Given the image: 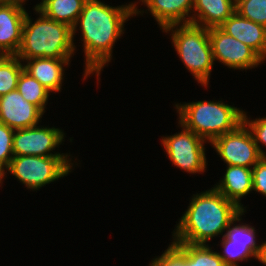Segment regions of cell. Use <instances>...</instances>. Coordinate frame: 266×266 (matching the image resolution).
Listing matches in <instances>:
<instances>
[{
  "label": "cell",
  "instance_id": "1",
  "mask_svg": "<svg viewBox=\"0 0 266 266\" xmlns=\"http://www.w3.org/2000/svg\"><path fill=\"white\" fill-rule=\"evenodd\" d=\"M136 3L113 7L100 0H86L83 9L72 28V40L79 25L82 33L85 55L84 78L95 73L99 76L106 63L112 59V49L116 40L124 34V23L135 15H143L144 11L137 9ZM141 10V11H140Z\"/></svg>",
  "mask_w": 266,
  "mask_h": 266
},
{
  "label": "cell",
  "instance_id": "2",
  "mask_svg": "<svg viewBox=\"0 0 266 266\" xmlns=\"http://www.w3.org/2000/svg\"><path fill=\"white\" fill-rule=\"evenodd\" d=\"M242 211L214 187L193 194L172 234L173 242L206 244L213 237L222 235Z\"/></svg>",
  "mask_w": 266,
  "mask_h": 266
},
{
  "label": "cell",
  "instance_id": "3",
  "mask_svg": "<svg viewBox=\"0 0 266 266\" xmlns=\"http://www.w3.org/2000/svg\"><path fill=\"white\" fill-rule=\"evenodd\" d=\"M33 8L39 17L33 23L26 13L22 42L16 56L23 62L34 58L71 59L76 48L72 27L46 17L35 6Z\"/></svg>",
  "mask_w": 266,
  "mask_h": 266
},
{
  "label": "cell",
  "instance_id": "4",
  "mask_svg": "<svg viewBox=\"0 0 266 266\" xmlns=\"http://www.w3.org/2000/svg\"><path fill=\"white\" fill-rule=\"evenodd\" d=\"M175 107L179 115L178 122L209 143L243 123L244 111L222 100L178 103Z\"/></svg>",
  "mask_w": 266,
  "mask_h": 266
},
{
  "label": "cell",
  "instance_id": "5",
  "mask_svg": "<svg viewBox=\"0 0 266 266\" xmlns=\"http://www.w3.org/2000/svg\"><path fill=\"white\" fill-rule=\"evenodd\" d=\"M163 32L172 33V44L182 63L201 86L207 87L214 64L208 29L188 23L167 26Z\"/></svg>",
  "mask_w": 266,
  "mask_h": 266
},
{
  "label": "cell",
  "instance_id": "6",
  "mask_svg": "<svg viewBox=\"0 0 266 266\" xmlns=\"http://www.w3.org/2000/svg\"><path fill=\"white\" fill-rule=\"evenodd\" d=\"M73 164L69 156H13L7 171L28 189L38 190L67 176Z\"/></svg>",
  "mask_w": 266,
  "mask_h": 266
},
{
  "label": "cell",
  "instance_id": "7",
  "mask_svg": "<svg viewBox=\"0 0 266 266\" xmlns=\"http://www.w3.org/2000/svg\"><path fill=\"white\" fill-rule=\"evenodd\" d=\"M182 127V131L161 140L168 158L174 166L189 174L205 172L207 160L204 143L208 142L193 131Z\"/></svg>",
  "mask_w": 266,
  "mask_h": 266
},
{
  "label": "cell",
  "instance_id": "8",
  "mask_svg": "<svg viewBox=\"0 0 266 266\" xmlns=\"http://www.w3.org/2000/svg\"><path fill=\"white\" fill-rule=\"evenodd\" d=\"M244 210L230 223L226 233L222 236L221 246L223 253L219 256L224 261L226 266H239L237 261L249 260L255 258L261 262L264 256L265 244L256 243V230L249 224H234L241 221V216L244 215ZM234 224V225H233ZM233 225V227H232Z\"/></svg>",
  "mask_w": 266,
  "mask_h": 266
},
{
  "label": "cell",
  "instance_id": "9",
  "mask_svg": "<svg viewBox=\"0 0 266 266\" xmlns=\"http://www.w3.org/2000/svg\"><path fill=\"white\" fill-rule=\"evenodd\" d=\"M211 145L227 166L253 168L262 158L250 130L244 123L234 131L216 137Z\"/></svg>",
  "mask_w": 266,
  "mask_h": 266
},
{
  "label": "cell",
  "instance_id": "10",
  "mask_svg": "<svg viewBox=\"0 0 266 266\" xmlns=\"http://www.w3.org/2000/svg\"><path fill=\"white\" fill-rule=\"evenodd\" d=\"M214 61L219 60L230 69L248 70L264 63L263 59L249 46L219 27L208 29Z\"/></svg>",
  "mask_w": 266,
  "mask_h": 266
},
{
  "label": "cell",
  "instance_id": "11",
  "mask_svg": "<svg viewBox=\"0 0 266 266\" xmlns=\"http://www.w3.org/2000/svg\"><path fill=\"white\" fill-rule=\"evenodd\" d=\"M64 132L60 128L34 126L15 130L13 135L14 156H70L67 153H51L64 141Z\"/></svg>",
  "mask_w": 266,
  "mask_h": 266
},
{
  "label": "cell",
  "instance_id": "12",
  "mask_svg": "<svg viewBox=\"0 0 266 266\" xmlns=\"http://www.w3.org/2000/svg\"><path fill=\"white\" fill-rule=\"evenodd\" d=\"M43 112L26 101L16 89L0 97V123L13 130L39 125Z\"/></svg>",
  "mask_w": 266,
  "mask_h": 266
},
{
  "label": "cell",
  "instance_id": "13",
  "mask_svg": "<svg viewBox=\"0 0 266 266\" xmlns=\"http://www.w3.org/2000/svg\"><path fill=\"white\" fill-rule=\"evenodd\" d=\"M19 1L0 3V55H16L27 11Z\"/></svg>",
  "mask_w": 266,
  "mask_h": 266
},
{
  "label": "cell",
  "instance_id": "14",
  "mask_svg": "<svg viewBox=\"0 0 266 266\" xmlns=\"http://www.w3.org/2000/svg\"><path fill=\"white\" fill-rule=\"evenodd\" d=\"M219 28L252 48L266 60V27L242 17L236 11Z\"/></svg>",
  "mask_w": 266,
  "mask_h": 266
},
{
  "label": "cell",
  "instance_id": "15",
  "mask_svg": "<svg viewBox=\"0 0 266 266\" xmlns=\"http://www.w3.org/2000/svg\"><path fill=\"white\" fill-rule=\"evenodd\" d=\"M163 30L173 24L191 23L194 0H140ZM187 17V18H186Z\"/></svg>",
  "mask_w": 266,
  "mask_h": 266
},
{
  "label": "cell",
  "instance_id": "16",
  "mask_svg": "<svg viewBox=\"0 0 266 266\" xmlns=\"http://www.w3.org/2000/svg\"><path fill=\"white\" fill-rule=\"evenodd\" d=\"M70 59L34 58L25 60L24 70L38 80L51 93L61 91L64 67Z\"/></svg>",
  "mask_w": 266,
  "mask_h": 266
},
{
  "label": "cell",
  "instance_id": "17",
  "mask_svg": "<svg viewBox=\"0 0 266 266\" xmlns=\"http://www.w3.org/2000/svg\"><path fill=\"white\" fill-rule=\"evenodd\" d=\"M214 188L246 212L240 201L253 191L252 168L227 166L222 180Z\"/></svg>",
  "mask_w": 266,
  "mask_h": 266
},
{
  "label": "cell",
  "instance_id": "18",
  "mask_svg": "<svg viewBox=\"0 0 266 266\" xmlns=\"http://www.w3.org/2000/svg\"><path fill=\"white\" fill-rule=\"evenodd\" d=\"M235 11V0H194L191 24L207 29L219 27Z\"/></svg>",
  "mask_w": 266,
  "mask_h": 266
},
{
  "label": "cell",
  "instance_id": "19",
  "mask_svg": "<svg viewBox=\"0 0 266 266\" xmlns=\"http://www.w3.org/2000/svg\"><path fill=\"white\" fill-rule=\"evenodd\" d=\"M86 0H42L36 8L46 17L74 27Z\"/></svg>",
  "mask_w": 266,
  "mask_h": 266
},
{
  "label": "cell",
  "instance_id": "20",
  "mask_svg": "<svg viewBox=\"0 0 266 266\" xmlns=\"http://www.w3.org/2000/svg\"><path fill=\"white\" fill-rule=\"evenodd\" d=\"M17 90L26 101L45 112L50 91L24 69L18 78Z\"/></svg>",
  "mask_w": 266,
  "mask_h": 266
},
{
  "label": "cell",
  "instance_id": "21",
  "mask_svg": "<svg viewBox=\"0 0 266 266\" xmlns=\"http://www.w3.org/2000/svg\"><path fill=\"white\" fill-rule=\"evenodd\" d=\"M186 253L187 266H226L219 256L207 244H189L175 242Z\"/></svg>",
  "mask_w": 266,
  "mask_h": 266
},
{
  "label": "cell",
  "instance_id": "22",
  "mask_svg": "<svg viewBox=\"0 0 266 266\" xmlns=\"http://www.w3.org/2000/svg\"><path fill=\"white\" fill-rule=\"evenodd\" d=\"M16 55H0V97L17 89L18 78L24 69Z\"/></svg>",
  "mask_w": 266,
  "mask_h": 266
},
{
  "label": "cell",
  "instance_id": "23",
  "mask_svg": "<svg viewBox=\"0 0 266 266\" xmlns=\"http://www.w3.org/2000/svg\"><path fill=\"white\" fill-rule=\"evenodd\" d=\"M236 12L266 27V0H235Z\"/></svg>",
  "mask_w": 266,
  "mask_h": 266
},
{
  "label": "cell",
  "instance_id": "24",
  "mask_svg": "<svg viewBox=\"0 0 266 266\" xmlns=\"http://www.w3.org/2000/svg\"><path fill=\"white\" fill-rule=\"evenodd\" d=\"M15 130L0 123V184H2L6 169L13 158V135Z\"/></svg>",
  "mask_w": 266,
  "mask_h": 266
},
{
  "label": "cell",
  "instance_id": "25",
  "mask_svg": "<svg viewBox=\"0 0 266 266\" xmlns=\"http://www.w3.org/2000/svg\"><path fill=\"white\" fill-rule=\"evenodd\" d=\"M149 266H187L186 253L172 242L161 256L152 260Z\"/></svg>",
  "mask_w": 266,
  "mask_h": 266
},
{
  "label": "cell",
  "instance_id": "26",
  "mask_svg": "<svg viewBox=\"0 0 266 266\" xmlns=\"http://www.w3.org/2000/svg\"><path fill=\"white\" fill-rule=\"evenodd\" d=\"M243 123L250 130L254 138V142L256 143V146L258 147V150L262 157H266V153L264 152V150H262V147L260 146V143L263 146H266V117L250 120V118L248 119V116L244 111Z\"/></svg>",
  "mask_w": 266,
  "mask_h": 266
},
{
  "label": "cell",
  "instance_id": "27",
  "mask_svg": "<svg viewBox=\"0 0 266 266\" xmlns=\"http://www.w3.org/2000/svg\"><path fill=\"white\" fill-rule=\"evenodd\" d=\"M253 191L266 197V157H262L252 168Z\"/></svg>",
  "mask_w": 266,
  "mask_h": 266
},
{
  "label": "cell",
  "instance_id": "28",
  "mask_svg": "<svg viewBox=\"0 0 266 266\" xmlns=\"http://www.w3.org/2000/svg\"><path fill=\"white\" fill-rule=\"evenodd\" d=\"M264 244H265V247H264V256H263V258L261 260V263L264 264V265H266V241L264 242Z\"/></svg>",
  "mask_w": 266,
  "mask_h": 266
},
{
  "label": "cell",
  "instance_id": "29",
  "mask_svg": "<svg viewBox=\"0 0 266 266\" xmlns=\"http://www.w3.org/2000/svg\"><path fill=\"white\" fill-rule=\"evenodd\" d=\"M10 1H19V2L24 3L26 0H10Z\"/></svg>",
  "mask_w": 266,
  "mask_h": 266
},
{
  "label": "cell",
  "instance_id": "30",
  "mask_svg": "<svg viewBox=\"0 0 266 266\" xmlns=\"http://www.w3.org/2000/svg\"><path fill=\"white\" fill-rule=\"evenodd\" d=\"M7 1H10V0H0V3H4V2H7Z\"/></svg>",
  "mask_w": 266,
  "mask_h": 266
}]
</instances>
